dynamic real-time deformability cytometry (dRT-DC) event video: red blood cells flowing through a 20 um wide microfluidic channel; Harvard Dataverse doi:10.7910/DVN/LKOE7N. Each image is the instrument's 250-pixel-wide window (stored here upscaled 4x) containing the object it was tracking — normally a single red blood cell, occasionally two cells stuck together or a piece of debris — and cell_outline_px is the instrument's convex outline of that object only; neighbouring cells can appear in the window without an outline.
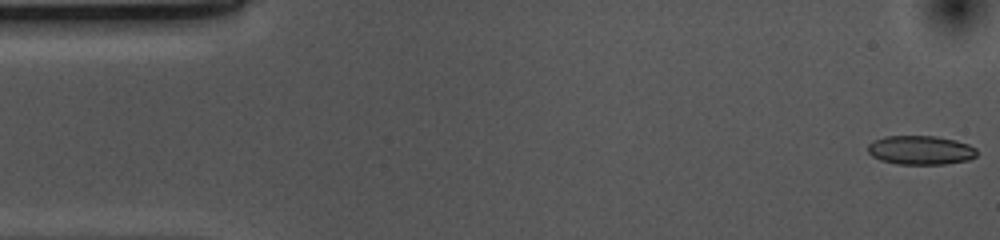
{"species": "common noctule bat (a hibernating species)", "species_latin": "Nyctalus noctula", "temperature_condition": "cold", "stored_images_in_passage": 53, "camera_frame_rate_fps": 3000, "um_per_image_px": 0.085, "animal": {"sex": "female", "body_mass_g": 10.0, "forearm_length_mm": 53.1}, "frame": {"image": 1, "passage_image": 1, "time_ms": 0.0, "image_size_px": [1000, 240], "cell_outline_px": [[976, 156], [968, 160], [944, 164], [896, 164], [880, 160], [872, 156], [868, 152], [868, 144], [872, 140], [884, 136], [936, 136], [956, 140], [968, 144], [976, 148]], "centroid_in_image_um": [78.22, 12.76], "position_along_channel_um": 6.8, "area_um2": 18.55}}
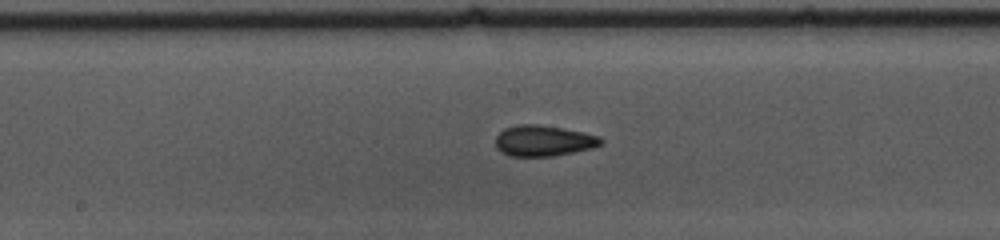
{"frame": {"image": 2, "passage_image": 26, "time_ms": 8.333, "image_size_px": [1000, 240], "cell_outline_px": [[604, 144], [592, 148], [552, 156], [508, 156], [500, 152], [496, 148], [496, 136], [504, 128], [516, 124], [536, 124], [564, 128], [584, 132], [600, 136], [604, 140]], "centroid_in_image_um": [46.2, 11.96], "position_along_channel_um": 202.0, "area_um2": 19.19}}
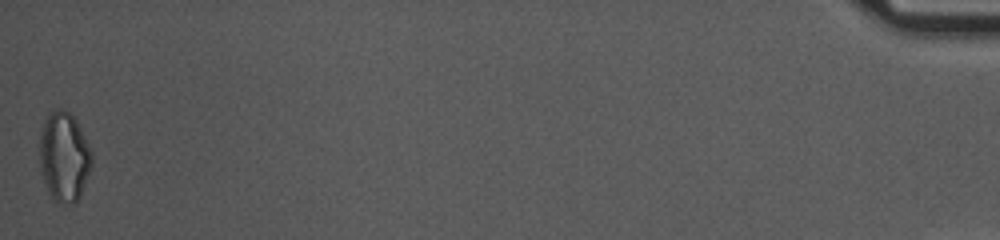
{"frame": {"image": 3, "passage_image": 53, "time_ms": 17.333, "image_size_px": [1000, 240], "cell_outline_px": [[92, 164], [80, 196], [72, 204], [60, 204], [52, 200], [48, 192], [40, 172], [40, 136], [44, 120], [48, 112], [56, 108], [64, 108], [76, 120], [92, 152]], "centroid_in_image_um": [5.43, 13.33], "position_along_channel_um": 429.8, "area_um2": 27.46}, "authors_computed_cell_mechanics": {"area_um2": 18.6116, "velocity_mm_per_s": 3.6832, "shape_relaxation_time_tau1_ms": 3.5377, "shape_relaxation_time_tau2_ms": 2.0641, "deformation_change_tau1": 0.1231, "deformation_change_tau2": 0.0912}}